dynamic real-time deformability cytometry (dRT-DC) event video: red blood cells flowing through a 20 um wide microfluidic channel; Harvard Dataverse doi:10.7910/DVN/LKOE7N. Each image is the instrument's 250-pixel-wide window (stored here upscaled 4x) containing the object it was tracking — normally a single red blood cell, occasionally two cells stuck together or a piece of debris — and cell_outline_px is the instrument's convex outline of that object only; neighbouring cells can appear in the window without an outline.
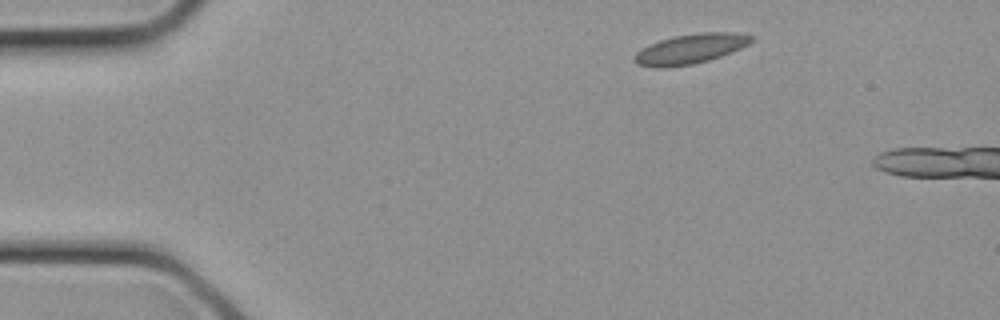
{"species": "common noctule bat (a hibernating species)", "species_latin": "Nyctalus noctula", "temperature_condition": "cold", "stored_images_in_passage": 4, "camera_frame_rate_fps": 3000, "um_per_image_px": 0.085, "animal": {"sex": "female", "body_mass_g": 21.9}, "frame": {"image": 1, "passage_image": 1, "time_ms": 0.0, "image_size_px": [1000, 320], "cell_outline_px": [[756, 36], [748, 44], [732, 52], [708, 60], [692, 64], [664, 68], [656, 68], [636, 64], [632, 60], [632, 56], [640, 48], [648, 44], [660, 40], [676, 36], [704, 32], [736, 32]], "centroid_in_image_um": [58.64, 4.16], "position_along_channel_um": 26.4, "area_um2": 20.46}}